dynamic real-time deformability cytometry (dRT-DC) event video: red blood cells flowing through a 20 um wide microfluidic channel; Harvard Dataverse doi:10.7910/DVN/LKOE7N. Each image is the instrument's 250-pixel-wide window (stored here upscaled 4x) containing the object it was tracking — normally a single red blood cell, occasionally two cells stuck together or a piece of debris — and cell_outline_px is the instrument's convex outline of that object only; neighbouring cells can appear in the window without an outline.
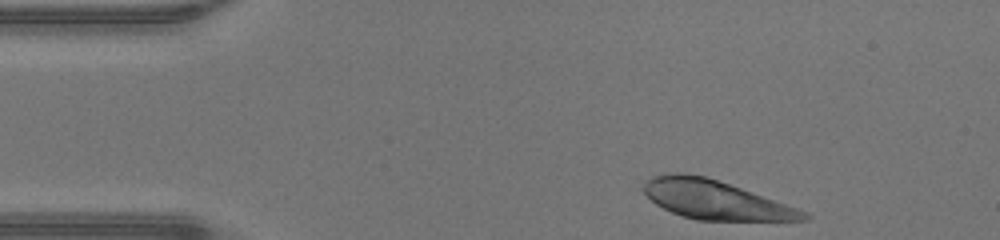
{"species": "human", "species_latin": "Homo sapiens", "temperature_condition": "warm", "stored_images_in_passage": 34, "camera_frame_rate_fps": 3000, "um_per_image_px": 0.085, "donor": {"sex": "male"}, "frame": {"image": 1, "passage_image": 1, "time_ms": 0.0, "image_size_px": [1000, 240], "cell_outline_px": [[812, 216], [808, 220], [696, 220], [672, 212], [656, 204], [640, 188], [652, 176], [672, 172], [684, 172], [708, 176], [808, 212]], "centroid_in_image_um": [60.78, 16.96], "position_along_channel_um": 24.2, "area_um2": 36.13}}
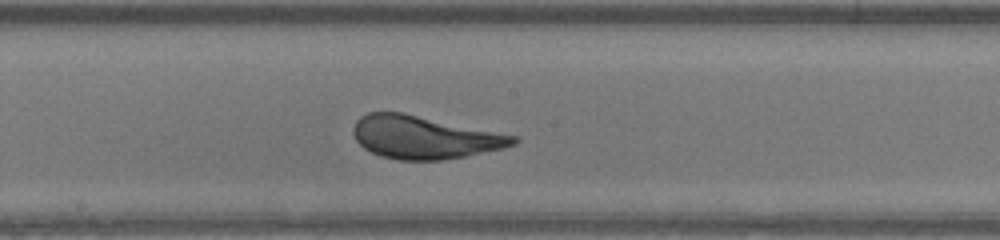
{"frame": {"image": 2, "passage_image": 19, "time_ms": 6.0, "image_size_px": [1000, 240], "cell_outline_px": [[520, 140], [516, 144], [504, 148], [464, 156], [440, 160], [396, 160], [380, 156], [364, 148], [356, 140], [352, 132], [352, 128], [356, 120], [360, 116], [368, 112], [404, 112], [520, 136]], "centroid_in_image_um": [36.08, 11.66], "position_along_channel_um": 212.1, "area_um2": 40.4}}
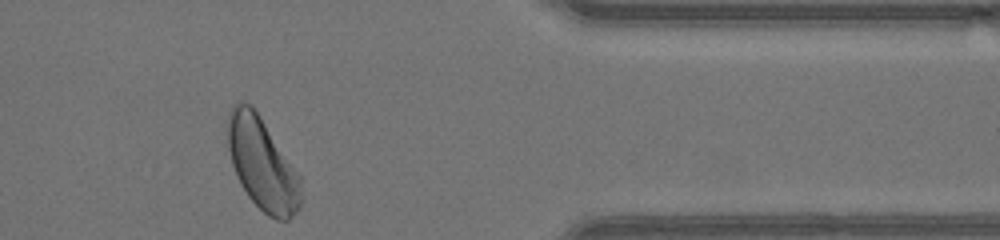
{"frame": {"image": 3, "passage_image": 33, "time_ms": 10.667, "image_size_px": [1000, 240], "cell_outline_px": [[304, 200], [300, 208], [288, 220], [276, 220], [268, 216], [248, 196], [232, 164], [228, 148], [228, 112], [240, 100], [252, 104], [300, 172]], "centroid_in_image_um": [22.37, 13.94], "position_along_channel_um": 389.0, "area_um2": 39.94}, "authors_computed_cell_mechanics": {"area_um2": 40.0265, "velocity_mm_per_s": 4.3177, "shape_relaxation_time_tau1_ms": 3.3237, "shape_relaxation_time_tau2_ms": null, "deformation_change_tau1": 0.1578, "deformation_change_tau2": null}}